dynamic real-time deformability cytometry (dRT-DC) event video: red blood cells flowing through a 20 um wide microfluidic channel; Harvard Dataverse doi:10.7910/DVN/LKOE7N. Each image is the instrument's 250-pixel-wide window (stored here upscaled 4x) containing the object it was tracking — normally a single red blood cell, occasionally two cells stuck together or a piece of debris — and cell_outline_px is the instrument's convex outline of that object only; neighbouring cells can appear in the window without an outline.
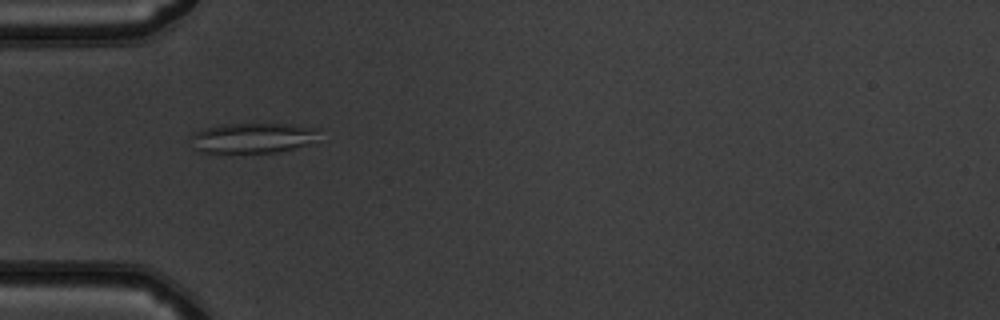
{"species": "common noctule bat (a hibernating species)", "species_latin": "Nyctalus noctula", "temperature_condition": "warm", "stored_images_in_passage": 50, "camera_frame_rate_fps": 3000, "um_per_image_px": 0.085, "animal": {"sex": "male", "body_mass_g": 19.5, "forearm_length_mm": 54.6}, "frame": {"image": 1, "passage_image": 16, "time_ms": 5.0, "image_size_px": [1000, 320], "cell_outline_px": [[320, 128], [316, 144], [276, 152], [200, 152], [192, 148], [192, 136], [196, 132], [204, 128], [224, 124], [288, 124]], "centroid_in_image_um": [21.57, 11.73], "position_along_channel_um": 63.4, "area_um2": 22.77}}
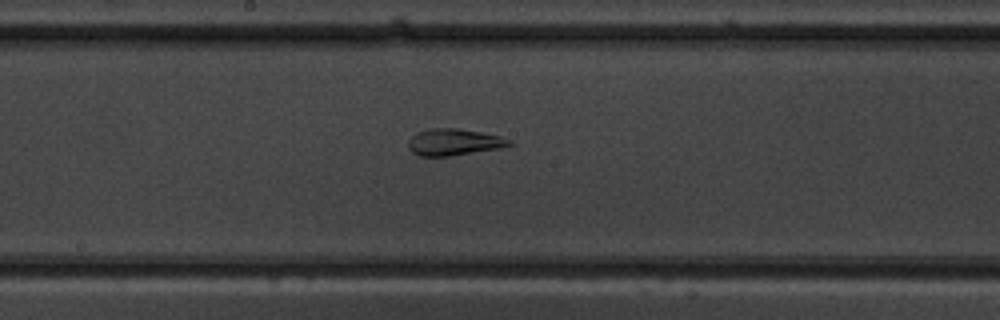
{"frame": {"image": 2, "passage_image": 27, "time_ms": 8.667, "image_size_px": [1000, 320], "cell_outline_px": [[516, 144], [500, 148], [448, 156], [420, 156], [412, 152], [408, 148], [408, 140], [416, 132], [428, 128], [460, 128], [500, 136], [512, 140]], "centroid_in_image_um": [38.58, 12.07], "position_along_channel_um": 209.6, "area_um2": 15.84}}
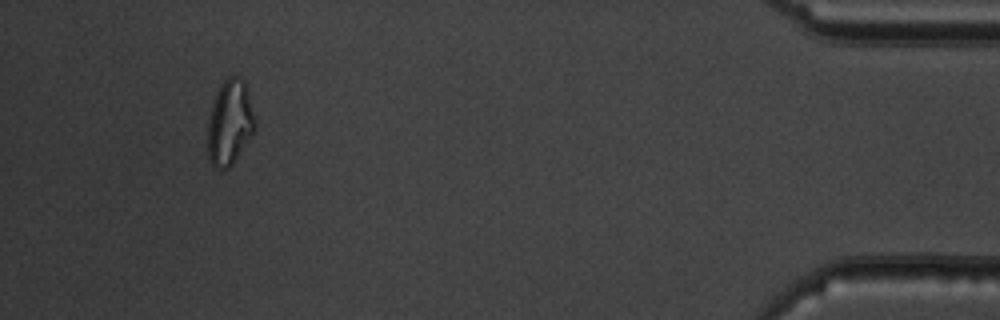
{"frame": {"image": 3, "passage_image": 47, "time_ms": 15.333, "image_size_px": [1000, 320], "cell_outline_px": [[256, 128], [232, 164], [228, 168], [216, 168], [212, 164], [208, 156], [208, 124], [212, 104], [216, 92], [220, 84], [228, 76], [240, 76], [244, 80], [248, 92], [256, 120]], "centroid_in_image_um": [19.54, 10.38], "position_along_channel_um": 415.7, "area_um2": 23.35}, "authors_computed_cell_mechanics": {"area_um2": 21.4727, "velocity_mm_per_s": 4.039, "shape_relaxation_time_tau1_ms": null, "shape_relaxation_time_tau2_ms": 2.0238, "deformation_change_tau1": null, "deformation_change_tau2": 0.0796}}